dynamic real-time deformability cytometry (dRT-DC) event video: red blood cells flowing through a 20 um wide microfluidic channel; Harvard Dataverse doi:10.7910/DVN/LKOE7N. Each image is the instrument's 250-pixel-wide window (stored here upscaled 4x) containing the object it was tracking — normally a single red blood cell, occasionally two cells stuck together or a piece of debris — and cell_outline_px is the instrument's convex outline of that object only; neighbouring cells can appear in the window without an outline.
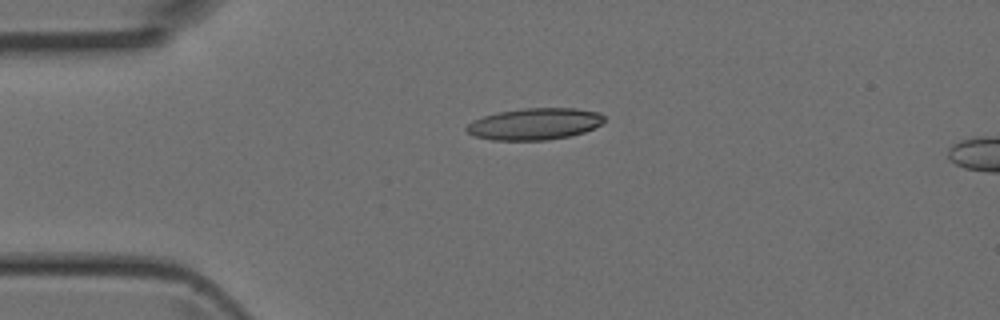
{"species": "Egyptian fruit bat (a non-hibernating species)", "species_latin": "Rousettus aegyptiacus", "temperature_condition": "room temperature", "stored_images_in_passage": 2, "camera_frame_rate_fps": 3000, "um_per_image_px": 0.085, "animal": {"sex": "female"}, "frame": {"image": 1, "passage_image": 1, "time_ms": 0.0, "image_size_px": [1000, 320], "cell_outline_px": [[604, 120], [600, 124], [584, 132], [572, 136], [548, 140], [492, 140], [472, 136], [464, 128], [472, 120], [484, 116], [500, 112], [524, 108], [576, 108], [600, 112], [604, 116]], "centroid_in_image_um": [45.43, 10.54], "position_along_channel_um": 39.6, "area_um2": 25.49}}